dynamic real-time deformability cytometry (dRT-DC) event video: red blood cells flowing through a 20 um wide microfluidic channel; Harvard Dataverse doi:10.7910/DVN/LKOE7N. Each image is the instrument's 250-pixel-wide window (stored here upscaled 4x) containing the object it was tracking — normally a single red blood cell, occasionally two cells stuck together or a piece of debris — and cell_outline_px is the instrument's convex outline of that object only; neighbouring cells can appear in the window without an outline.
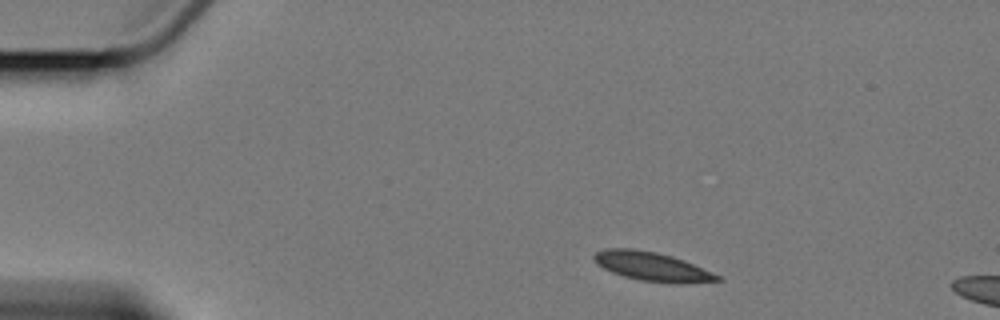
{"species": "Egyptian fruit bat (a non-hibernating species)", "species_latin": "Rousettus aegyptiacus", "temperature_condition": "cold", "stored_images_in_passage": 4, "camera_frame_rate_fps": 3000, "um_per_image_px": 0.085, "animal": {"sex": "female"}, "frame": {"image": 1, "passage_image": 1, "time_ms": 0.0, "image_size_px": [1000, 320], "cell_outline_px": [[724, 280], [684, 284], [676, 284], [640, 280], [624, 276], [612, 272], [596, 264], [592, 260], [592, 256], [596, 252], [608, 248], [632, 248], [656, 252], [672, 256], [684, 260], [712, 272], [720, 276]], "centroid_in_image_um": [55.43, 22.66], "position_along_channel_um": 29.6, "area_um2": 20.92}}
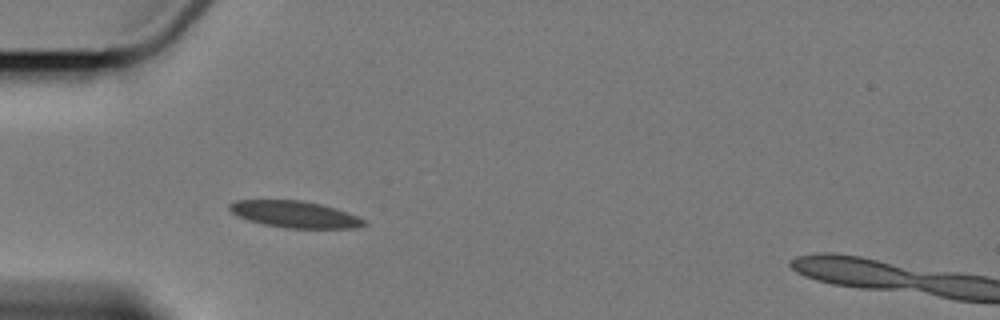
{"frame": {"image": 2, "passage_image": 3, "time_ms": 2.667, "image_size_px": [1000, 320], "cell_outline_px": [[368, 224], [356, 228], [284, 228], [264, 224], [248, 220], [236, 216], [228, 208], [228, 204], [236, 200], [300, 200], [320, 204], [336, 208], [360, 216], [368, 220]], "centroid_in_image_um": [25.1, 18.22], "position_along_channel_um": 59.9, "area_um2": 21.15}}